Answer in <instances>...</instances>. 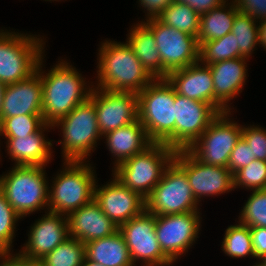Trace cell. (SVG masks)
I'll list each match as a JSON object with an SVG mask.
<instances>
[{"mask_svg": "<svg viewBox=\"0 0 266 266\" xmlns=\"http://www.w3.org/2000/svg\"><path fill=\"white\" fill-rule=\"evenodd\" d=\"M43 59L36 70L43 87L42 117L46 124L53 125L85 101L95 86H88L81 73L63 59L44 74Z\"/></svg>", "mask_w": 266, "mask_h": 266, "instance_id": "cell-1", "label": "cell"}, {"mask_svg": "<svg viewBox=\"0 0 266 266\" xmlns=\"http://www.w3.org/2000/svg\"><path fill=\"white\" fill-rule=\"evenodd\" d=\"M98 53L97 87L139 94L155 78L145 69L127 42H102Z\"/></svg>", "mask_w": 266, "mask_h": 266, "instance_id": "cell-2", "label": "cell"}, {"mask_svg": "<svg viewBox=\"0 0 266 266\" xmlns=\"http://www.w3.org/2000/svg\"><path fill=\"white\" fill-rule=\"evenodd\" d=\"M138 96V119L152 143L175 149V89L166 78H156Z\"/></svg>", "mask_w": 266, "mask_h": 266, "instance_id": "cell-3", "label": "cell"}, {"mask_svg": "<svg viewBox=\"0 0 266 266\" xmlns=\"http://www.w3.org/2000/svg\"><path fill=\"white\" fill-rule=\"evenodd\" d=\"M64 169L54 177L48 195V211L68 215L94 199L96 182L87 161L65 160Z\"/></svg>", "mask_w": 266, "mask_h": 266, "instance_id": "cell-4", "label": "cell"}, {"mask_svg": "<svg viewBox=\"0 0 266 266\" xmlns=\"http://www.w3.org/2000/svg\"><path fill=\"white\" fill-rule=\"evenodd\" d=\"M175 153V149L164 143H152L143 152L113 167L112 175L146 199L160 182Z\"/></svg>", "mask_w": 266, "mask_h": 266, "instance_id": "cell-5", "label": "cell"}, {"mask_svg": "<svg viewBox=\"0 0 266 266\" xmlns=\"http://www.w3.org/2000/svg\"><path fill=\"white\" fill-rule=\"evenodd\" d=\"M44 168L14 165L0 176V191L21 218L48 207L49 183Z\"/></svg>", "mask_w": 266, "mask_h": 266, "instance_id": "cell-6", "label": "cell"}, {"mask_svg": "<svg viewBox=\"0 0 266 266\" xmlns=\"http://www.w3.org/2000/svg\"><path fill=\"white\" fill-rule=\"evenodd\" d=\"M52 126H60L62 131L63 139L59 140L58 144H62L64 161H85L102 137L97 124L95 105L90 97Z\"/></svg>", "mask_w": 266, "mask_h": 266, "instance_id": "cell-7", "label": "cell"}, {"mask_svg": "<svg viewBox=\"0 0 266 266\" xmlns=\"http://www.w3.org/2000/svg\"><path fill=\"white\" fill-rule=\"evenodd\" d=\"M37 37L0 30V82L16 83L36 72L45 51V42Z\"/></svg>", "mask_w": 266, "mask_h": 266, "instance_id": "cell-8", "label": "cell"}, {"mask_svg": "<svg viewBox=\"0 0 266 266\" xmlns=\"http://www.w3.org/2000/svg\"><path fill=\"white\" fill-rule=\"evenodd\" d=\"M198 204L186 173L172 161L146 198V211L155 216L195 212Z\"/></svg>", "mask_w": 266, "mask_h": 266, "instance_id": "cell-9", "label": "cell"}, {"mask_svg": "<svg viewBox=\"0 0 266 266\" xmlns=\"http://www.w3.org/2000/svg\"><path fill=\"white\" fill-rule=\"evenodd\" d=\"M229 115V111L219 113L187 149L199 162L212 166H228L231 152L242 137V125L232 121Z\"/></svg>", "mask_w": 266, "mask_h": 266, "instance_id": "cell-10", "label": "cell"}, {"mask_svg": "<svg viewBox=\"0 0 266 266\" xmlns=\"http://www.w3.org/2000/svg\"><path fill=\"white\" fill-rule=\"evenodd\" d=\"M142 22L154 34L161 56L162 78H166L175 70L199 62V45L196 37L167 26L157 18Z\"/></svg>", "mask_w": 266, "mask_h": 266, "instance_id": "cell-11", "label": "cell"}, {"mask_svg": "<svg viewBox=\"0 0 266 266\" xmlns=\"http://www.w3.org/2000/svg\"><path fill=\"white\" fill-rule=\"evenodd\" d=\"M130 258L136 262L142 261L143 266H170L173 262L163 253L155 233V215L144 211L119 226Z\"/></svg>", "mask_w": 266, "mask_h": 266, "instance_id": "cell-12", "label": "cell"}, {"mask_svg": "<svg viewBox=\"0 0 266 266\" xmlns=\"http://www.w3.org/2000/svg\"><path fill=\"white\" fill-rule=\"evenodd\" d=\"M200 212L155 216L156 238L163 253L174 263L198 238Z\"/></svg>", "mask_w": 266, "mask_h": 266, "instance_id": "cell-13", "label": "cell"}, {"mask_svg": "<svg viewBox=\"0 0 266 266\" xmlns=\"http://www.w3.org/2000/svg\"><path fill=\"white\" fill-rule=\"evenodd\" d=\"M173 161L186 173L198 203L204 196H215L234 189L233 174L227 167L203 164L187 149L177 150Z\"/></svg>", "mask_w": 266, "mask_h": 266, "instance_id": "cell-14", "label": "cell"}, {"mask_svg": "<svg viewBox=\"0 0 266 266\" xmlns=\"http://www.w3.org/2000/svg\"><path fill=\"white\" fill-rule=\"evenodd\" d=\"M95 105L97 124L102 136L138 120V96L133 92L92 88L89 96Z\"/></svg>", "mask_w": 266, "mask_h": 266, "instance_id": "cell-15", "label": "cell"}, {"mask_svg": "<svg viewBox=\"0 0 266 266\" xmlns=\"http://www.w3.org/2000/svg\"><path fill=\"white\" fill-rule=\"evenodd\" d=\"M175 150L188 149L219 112L209 103L178 95L175 91Z\"/></svg>", "mask_w": 266, "mask_h": 266, "instance_id": "cell-16", "label": "cell"}, {"mask_svg": "<svg viewBox=\"0 0 266 266\" xmlns=\"http://www.w3.org/2000/svg\"><path fill=\"white\" fill-rule=\"evenodd\" d=\"M98 186L95 184L94 200L118 227L146 210V199L124 186L114 176L111 182Z\"/></svg>", "mask_w": 266, "mask_h": 266, "instance_id": "cell-17", "label": "cell"}, {"mask_svg": "<svg viewBox=\"0 0 266 266\" xmlns=\"http://www.w3.org/2000/svg\"><path fill=\"white\" fill-rule=\"evenodd\" d=\"M30 227L28 241L19 253L30 261H40L69 237L67 216L45 212Z\"/></svg>", "mask_w": 266, "mask_h": 266, "instance_id": "cell-18", "label": "cell"}, {"mask_svg": "<svg viewBox=\"0 0 266 266\" xmlns=\"http://www.w3.org/2000/svg\"><path fill=\"white\" fill-rule=\"evenodd\" d=\"M246 60L240 57L208 65L213 76L214 108L219 113L230 112L229 102L242 92L247 79Z\"/></svg>", "mask_w": 266, "mask_h": 266, "instance_id": "cell-19", "label": "cell"}, {"mask_svg": "<svg viewBox=\"0 0 266 266\" xmlns=\"http://www.w3.org/2000/svg\"><path fill=\"white\" fill-rule=\"evenodd\" d=\"M43 87L36 71L27 79L6 85L1 118L19 115H42Z\"/></svg>", "mask_w": 266, "mask_h": 266, "instance_id": "cell-20", "label": "cell"}, {"mask_svg": "<svg viewBox=\"0 0 266 266\" xmlns=\"http://www.w3.org/2000/svg\"><path fill=\"white\" fill-rule=\"evenodd\" d=\"M68 233L84 244L115 234L119 227L111 221L93 199L67 215Z\"/></svg>", "mask_w": 266, "mask_h": 266, "instance_id": "cell-21", "label": "cell"}, {"mask_svg": "<svg viewBox=\"0 0 266 266\" xmlns=\"http://www.w3.org/2000/svg\"><path fill=\"white\" fill-rule=\"evenodd\" d=\"M189 65L168 74L166 79L176 93L189 99L203 101L214 107V84L211 69L207 65Z\"/></svg>", "mask_w": 266, "mask_h": 266, "instance_id": "cell-22", "label": "cell"}, {"mask_svg": "<svg viewBox=\"0 0 266 266\" xmlns=\"http://www.w3.org/2000/svg\"><path fill=\"white\" fill-rule=\"evenodd\" d=\"M51 124H44L37 132L19 138H6L7 152L15 165L45 166L52 158L53 140L45 138V129H52ZM44 131V132H43Z\"/></svg>", "mask_w": 266, "mask_h": 266, "instance_id": "cell-23", "label": "cell"}, {"mask_svg": "<svg viewBox=\"0 0 266 266\" xmlns=\"http://www.w3.org/2000/svg\"><path fill=\"white\" fill-rule=\"evenodd\" d=\"M109 151L117 160L114 166L143 152L152 144L140 120L103 135Z\"/></svg>", "mask_w": 266, "mask_h": 266, "instance_id": "cell-24", "label": "cell"}, {"mask_svg": "<svg viewBox=\"0 0 266 266\" xmlns=\"http://www.w3.org/2000/svg\"><path fill=\"white\" fill-rule=\"evenodd\" d=\"M85 245L86 259L103 266H134L122 234L89 241Z\"/></svg>", "mask_w": 266, "mask_h": 266, "instance_id": "cell-25", "label": "cell"}, {"mask_svg": "<svg viewBox=\"0 0 266 266\" xmlns=\"http://www.w3.org/2000/svg\"><path fill=\"white\" fill-rule=\"evenodd\" d=\"M145 69L156 79L162 78L161 56L153 32L143 23L131 28L127 41Z\"/></svg>", "mask_w": 266, "mask_h": 266, "instance_id": "cell-26", "label": "cell"}, {"mask_svg": "<svg viewBox=\"0 0 266 266\" xmlns=\"http://www.w3.org/2000/svg\"><path fill=\"white\" fill-rule=\"evenodd\" d=\"M239 12L232 0L228 4L224 2L209 12L201 14L197 36L198 45L200 46L203 42L215 40L231 33L235 16Z\"/></svg>", "mask_w": 266, "mask_h": 266, "instance_id": "cell-27", "label": "cell"}, {"mask_svg": "<svg viewBox=\"0 0 266 266\" xmlns=\"http://www.w3.org/2000/svg\"><path fill=\"white\" fill-rule=\"evenodd\" d=\"M200 14L186 4L173 1L157 19L163 24L197 38L200 27Z\"/></svg>", "mask_w": 266, "mask_h": 266, "instance_id": "cell-28", "label": "cell"}, {"mask_svg": "<svg viewBox=\"0 0 266 266\" xmlns=\"http://www.w3.org/2000/svg\"><path fill=\"white\" fill-rule=\"evenodd\" d=\"M240 58L239 48L236 47L235 35L228 33L225 36L203 42L199 46V62L202 65H211L219 61Z\"/></svg>", "mask_w": 266, "mask_h": 266, "instance_id": "cell-29", "label": "cell"}, {"mask_svg": "<svg viewBox=\"0 0 266 266\" xmlns=\"http://www.w3.org/2000/svg\"><path fill=\"white\" fill-rule=\"evenodd\" d=\"M85 258L84 243L69 236L43 257L40 263L43 266H81Z\"/></svg>", "mask_w": 266, "mask_h": 266, "instance_id": "cell-30", "label": "cell"}, {"mask_svg": "<svg viewBox=\"0 0 266 266\" xmlns=\"http://www.w3.org/2000/svg\"><path fill=\"white\" fill-rule=\"evenodd\" d=\"M256 23H258L256 19L242 12L235 16L231 33L235 35L240 57L249 59L256 45H259V25Z\"/></svg>", "mask_w": 266, "mask_h": 266, "instance_id": "cell-31", "label": "cell"}, {"mask_svg": "<svg viewBox=\"0 0 266 266\" xmlns=\"http://www.w3.org/2000/svg\"><path fill=\"white\" fill-rule=\"evenodd\" d=\"M222 250L232 258L254 257L249 226L240 222L228 226L222 241Z\"/></svg>", "mask_w": 266, "mask_h": 266, "instance_id": "cell-32", "label": "cell"}, {"mask_svg": "<svg viewBox=\"0 0 266 266\" xmlns=\"http://www.w3.org/2000/svg\"><path fill=\"white\" fill-rule=\"evenodd\" d=\"M45 124L42 115H19L0 120V136L19 138L37 132Z\"/></svg>", "mask_w": 266, "mask_h": 266, "instance_id": "cell-33", "label": "cell"}, {"mask_svg": "<svg viewBox=\"0 0 266 266\" xmlns=\"http://www.w3.org/2000/svg\"><path fill=\"white\" fill-rule=\"evenodd\" d=\"M243 206L240 223L249 227H266V189L253 190Z\"/></svg>", "mask_w": 266, "mask_h": 266, "instance_id": "cell-34", "label": "cell"}, {"mask_svg": "<svg viewBox=\"0 0 266 266\" xmlns=\"http://www.w3.org/2000/svg\"><path fill=\"white\" fill-rule=\"evenodd\" d=\"M234 189L243 188L250 190L266 189V161L253 160L249 165L233 174Z\"/></svg>", "mask_w": 266, "mask_h": 266, "instance_id": "cell-35", "label": "cell"}, {"mask_svg": "<svg viewBox=\"0 0 266 266\" xmlns=\"http://www.w3.org/2000/svg\"><path fill=\"white\" fill-rule=\"evenodd\" d=\"M22 219L0 191V252L10 251L16 223ZM15 229V230H14Z\"/></svg>", "mask_w": 266, "mask_h": 266, "instance_id": "cell-36", "label": "cell"}, {"mask_svg": "<svg viewBox=\"0 0 266 266\" xmlns=\"http://www.w3.org/2000/svg\"><path fill=\"white\" fill-rule=\"evenodd\" d=\"M242 138L250 146L253 157L266 161V130L264 128L243 125Z\"/></svg>", "mask_w": 266, "mask_h": 266, "instance_id": "cell-37", "label": "cell"}, {"mask_svg": "<svg viewBox=\"0 0 266 266\" xmlns=\"http://www.w3.org/2000/svg\"><path fill=\"white\" fill-rule=\"evenodd\" d=\"M256 158L253 157L250 146L241 137L231 152L227 168L234 174L249 165Z\"/></svg>", "mask_w": 266, "mask_h": 266, "instance_id": "cell-38", "label": "cell"}, {"mask_svg": "<svg viewBox=\"0 0 266 266\" xmlns=\"http://www.w3.org/2000/svg\"><path fill=\"white\" fill-rule=\"evenodd\" d=\"M233 2L240 12L250 15L257 22L266 20V0H233Z\"/></svg>", "mask_w": 266, "mask_h": 266, "instance_id": "cell-39", "label": "cell"}, {"mask_svg": "<svg viewBox=\"0 0 266 266\" xmlns=\"http://www.w3.org/2000/svg\"><path fill=\"white\" fill-rule=\"evenodd\" d=\"M254 258L262 260L266 256V227H249Z\"/></svg>", "mask_w": 266, "mask_h": 266, "instance_id": "cell-40", "label": "cell"}, {"mask_svg": "<svg viewBox=\"0 0 266 266\" xmlns=\"http://www.w3.org/2000/svg\"><path fill=\"white\" fill-rule=\"evenodd\" d=\"M143 9L147 10L145 20L157 18L161 12L175 0H138Z\"/></svg>", "mask_w": 266, "mask_h": 266, "instance_id": "cell-41", "label": "cell"}, {"mask_svg": "<svg viewBox=\"0 0 266 266\" xmlns=\"http://www.w3.org/2000/svg\"><path fill=\"white\" fill-rule=\"evenodd\" d=\"M179 3H183L193 8L200 15L209 12L211 9L222 5L228 0H175Z\"/></svg>", "mask_w": 266, "mask_h": 266, "instance_id": "cell-42", "label": "cell"}, {"mask_svg": "<svg viewBox=\"0 0 266 266\" xmlns=\"http://www.w3.org/2000/svg\"><path fill=\"white\" fill-rule=\"evenodd\" d=\"M0 259V266H27L31 262L20 253L14 255L10 251L0 252Z\"/></svg>", "mask_w": 266, "mask_h": 266, "instance_id": "cell-43", "label": "cell"}, {"mask_svg": "<svg viewBox=\"0 0 266 266\" xmlns=\"http://www.w3.org/2000/svg\"><path fill=\"white\" fill-rule=\"evenodd\" d=\"M259 44L266 49V20L259 22Z\"/></svg>", "mask_w": 266, "mask_h": 266, "instance_id": "cell-44", "label": "cell"}, {"mask_svg": "<svg viewBox=\"0 0 266 266\" xmlns=\"http://www.w3.org/2000/svg\"><path fill=\"white\" fill-rule=\"evenodd\" d=\"M6 85L2 82H0V120H1V110L3 105V95L5 91Z\"/></svg>", "mask_w": 266, "mask_h": 266, "instance_id": "cell-45", "label": "cell"}, {"mask_svg": "<svg viewBox=\"0 0 266 266\" xmlns=\"http://www.w3.org/2000/svg\"><path fill=\"white\" fill-rule=\"evenodd\" d=\"M81 266H103V265L98 264V263H94V262L85 258L83 261V264Z\"/></svg>", "mask_w": 266, "mask_h": 266, "instance_id": "cell-46", "label": "cell"}, {"mask_svg": "<svg viewBox=\"0 0 266 266\" xmlns=\"http://www.w3.org/2000/svg\"><path fill=\"white\" fill-rule=\"evenodd\" d=\"M27 266H43L40 261H31Z\"/></svg>", "mask_w": 266, "mask_h": 266, "instance_id": "cell-47", "label": "cell"}, {"mask_svg": "<svg viewBox=\"0 0 266 266\" xmlns=\"http://www.w3.org/2000/svg\"><path fill=\"white\" fill-rule=\"evenodd\" d=\"M252 266H266V264L262 260H260L259 262L255 263V265Z\"/></svg>", "mask_w": 266, "mask_h": 266, "instance_id": "cell-48", "label": "cell"}, {"mask_svg": "<svg viewBox=\"0 0 266 266\" xmlns=\"http://www.w3.org/2000/svg\"><path fill=\"white\" fill-rule=\"evenodd\" d=\"M262 261L266 264V256L262 259Z\"/></svg>", "mask_w": 266, "mask_h": 266, "instance_id": "cell-49", "label": "cell"}]
</instances>
